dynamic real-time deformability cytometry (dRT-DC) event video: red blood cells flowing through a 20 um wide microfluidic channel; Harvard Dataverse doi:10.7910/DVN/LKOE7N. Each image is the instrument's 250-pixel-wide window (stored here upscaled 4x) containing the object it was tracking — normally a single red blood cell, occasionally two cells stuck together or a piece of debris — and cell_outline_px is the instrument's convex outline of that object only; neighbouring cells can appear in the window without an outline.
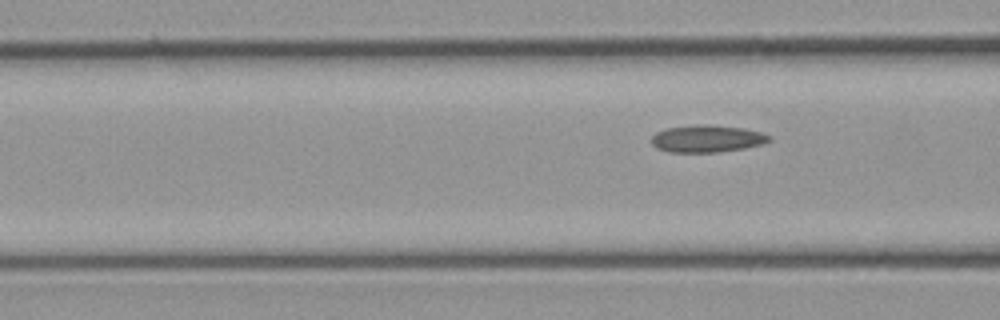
{"species": "common noctule bat (a hibernating species)", "species_latin": "Nyctalus noctula", "temperature_condition": "cold", "stored_images_in_passage": 3, "camera_frame_rate_fps": 3000, "um_per_image_px": 0.085, "animal": {"sex": "male", "body_mass_g": 23.1, "forearm_length_mm": 52.7}, "frame": {"image": 1, "passage_image": 3, "time_ms": 5.0, "image_size_px": [1000, 320], "cell_outline_px": [[772, 140], [764, 144], [744, 148], [716, 152], [668, 152], [656, 148], [652, 144], [652, 136], [656, 132], [668, 128], [696, 124], [708, 124], [744, 128], [760, 132], [772, 136]], "centroid_in_image_um": [60.12, 11.78], "position_along_channel_um": 106.5, "area_um2": 18.79}}